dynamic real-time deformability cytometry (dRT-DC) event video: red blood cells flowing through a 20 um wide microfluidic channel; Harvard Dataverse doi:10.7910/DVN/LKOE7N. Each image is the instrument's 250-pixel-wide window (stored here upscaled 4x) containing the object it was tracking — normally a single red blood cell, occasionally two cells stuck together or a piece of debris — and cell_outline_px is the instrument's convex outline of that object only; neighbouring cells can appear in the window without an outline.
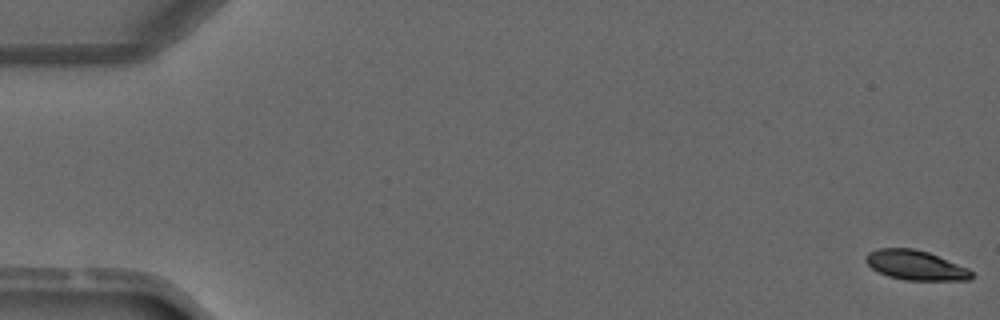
{"species": "common noctule bat (a hibernating species)", "species_latin": "Nyctalus noctula", "temperature_condition": "warm", "stored_images_in_passage": 4, "camera_frame_rate_fps": 3000, "um_per_image_px": 0.085, "animal": {"sex": "male", "forearm_length_mm": 52.5}, "frame": {"image": 1, "passage_image": 1, "time_ms": 0.0, "image_size_px": [1000, 320], "cell_outline_px": [[972, 280], [904, 280], [888, 276], [872, 268], [864, 260], [864, 256], [868, 252], [876, 248], [912, 248], [928, 252], [968, 268], [972, 272]], "centroid_in_image_um": [77.8, 22.54], "position_along_channel_um": 7.2, "area_um2": 18.26}}
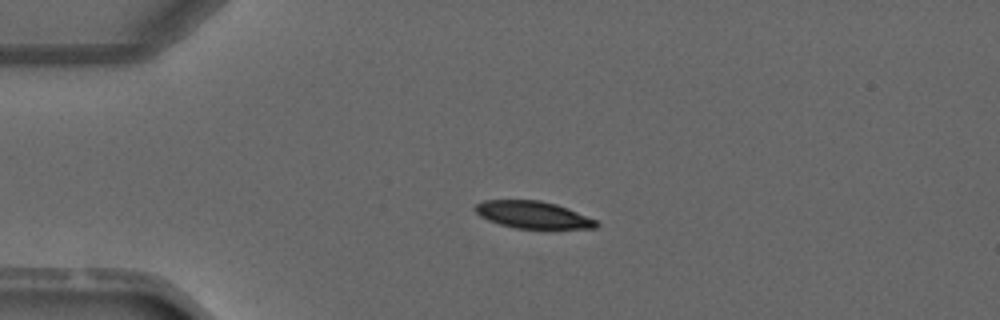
{"frame": {"image": 2, "passage_image": 3, "time_ms": 3.333, "image_size_px": [1000, 320], "cell_outline_px": [[600, 224], [596, 228], [516, 228], [500, 224], [488, 220], [480, 216], [472, 208], [476, 204], [484, 200], [540, 200], [556, 204], [568, 208], [596, 220]], "centroid_in_image_um": [45.28, 18.25], "position_along_channel_um": 39.7, "area_um2": 19.07}}